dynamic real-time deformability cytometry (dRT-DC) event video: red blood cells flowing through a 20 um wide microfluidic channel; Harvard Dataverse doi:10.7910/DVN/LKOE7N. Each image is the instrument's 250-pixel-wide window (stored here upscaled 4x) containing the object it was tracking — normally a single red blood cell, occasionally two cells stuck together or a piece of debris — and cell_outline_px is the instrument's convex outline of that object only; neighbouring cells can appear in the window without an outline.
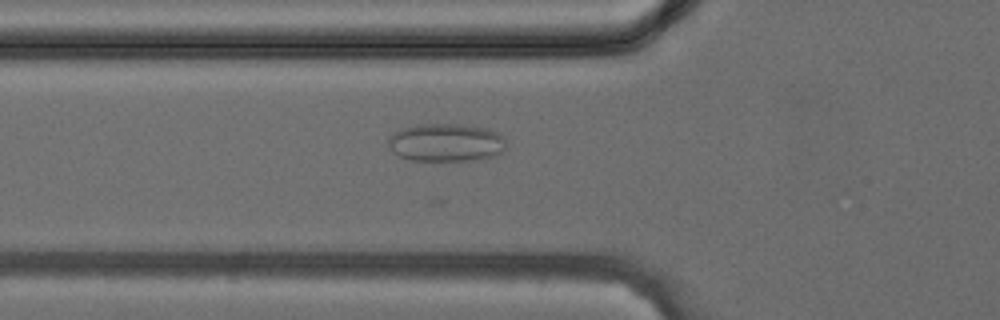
{"species": "common noctule bat (a hibernating species)", "species_latin": "Nyctalus noctula", "temperature_condition": "cold", "stored_images_in_passage": 24, "camera_frame_rate_fps": 3000, "um_per_image_px": 0.085, "animal": {"sex": "female", "body_mass_g": 24.6, "forearm_length_mm": 56.2}, "frame": {"image": 1, "passage_image": 3, "time_ms": 0.667, "image_size_px": [1000, 320], "cell_outline_px": [[504, 148], [496, 156], [476, 160], [412, 160], [400, 156], [392, 152], [388, 148], [388, 136], [392, 132], [400, 128], [416, 124], [456, 124], [484, 128], [496, 132], [504, 136]], "centroid_in_image_um": [37.85, 12.11], "position_along_channel_um": 88.0, "area_um2": 26.24}}
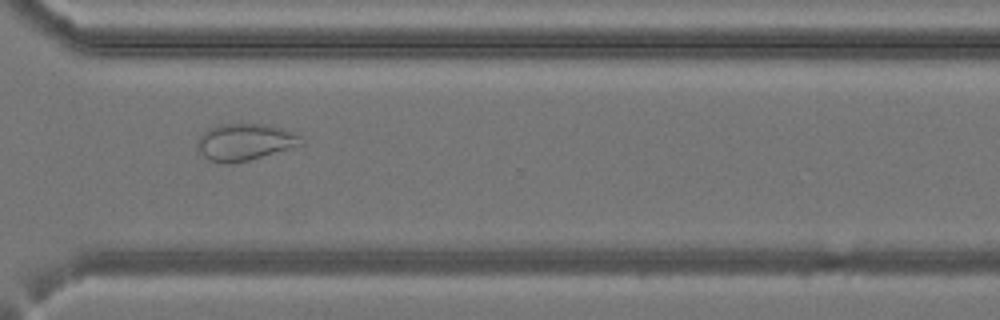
{"frame": {"image": 2, "passage_image": 18, "time_ms": 5.667, "image_size_px": [1000, 320], "cell_outline_px": [[304, 144], [248, 160], [228, 164], [224, 164], [208, 160], [196, 148], [196, 140], [208, 128], [220, 124], [264, 124], [284, 128], [300, 136], [304, 140]], "centroid_in_image_um": [20.78, 12.07], "position_along_channel_um": 349.8, "area_um2": 22.31}}
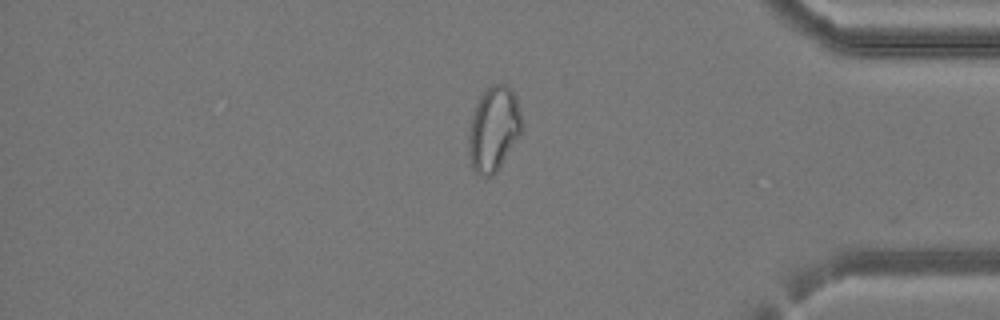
{"frame": {"image": 3, "passage_image": 22, "time_ms": 7.0, "image_size_px": [1000, 320], "cell_outline_px": [[524, 128], [520, 136], [496, 172], [492, 176], [484, 176], [476, 172], [472, 168], [468, 152], [468, 136], [472, 116], [476, 104], [480, 96], [492, 84], [508, 84], [512, 88], [516, 96], [524, 124]], "centroid_in_image_um": [41.99, 10.94], "position_along_channel_um": 393.2, "area_um2": 26.59}}